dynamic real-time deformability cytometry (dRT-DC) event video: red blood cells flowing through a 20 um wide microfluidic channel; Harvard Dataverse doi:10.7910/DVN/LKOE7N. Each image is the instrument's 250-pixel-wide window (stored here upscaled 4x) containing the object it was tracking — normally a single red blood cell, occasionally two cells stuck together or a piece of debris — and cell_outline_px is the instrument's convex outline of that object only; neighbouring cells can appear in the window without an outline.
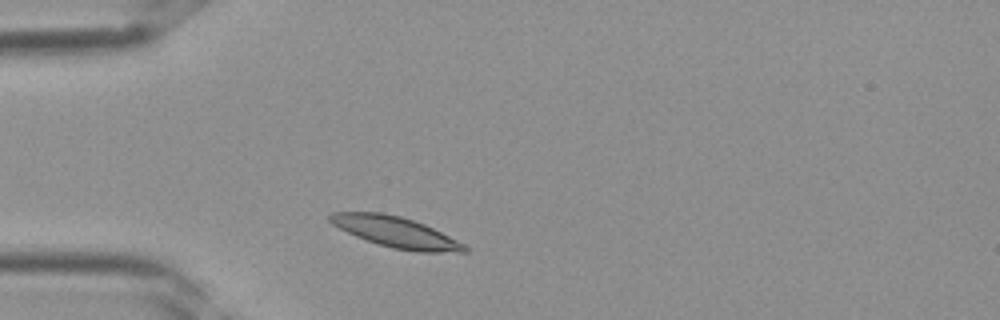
{"species": "Egyptian fruit bat (a non-hibernating species)", "species_latin": "Rousettus aegyptiacus", "temperature_condition": "room temperature", "stored_images_in_passage": 26, "camera_frame_rate_fps": 3000, "um_per_image_px": 0.085, "frame": {"image": 1, "passage_image": 2, "time_ms": 0.333, "image_size_px": [1000, 320], "cell_outline_px": [[468, 252], [416, 252], [392, 248], [356, 236], [332, 224], [328, 220], [328, 216], [332, 212], [384, 212], [400, 216], [424, 224], [464, 244], [468, 248]], "centroid_in_image_um": [33.63, 19.72], "position_along_channel_um": 51.4, "area_um2": 23.81}}
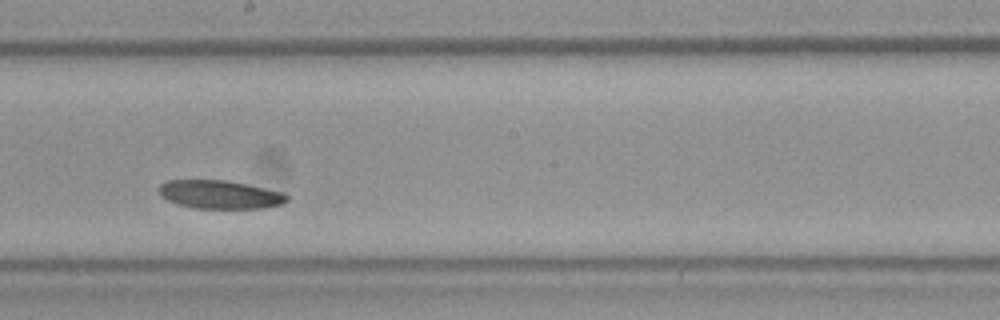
{"frame": {"image": 2, "passage_image": 13, "time_ms": 4.0, "image_size_px": [1000, 320], "cell_outline_px": [[288, 200], [284, 204], [264, 208], [196, 208], [176, 204], [160, 196], [160, 184], [168, 180], [224, 180], [284, 192], [288, 196]], "centroid_in_image_um": [18.7, 16.54], "position_along_channel_um": 229.5, "area_um2": 21.1}}
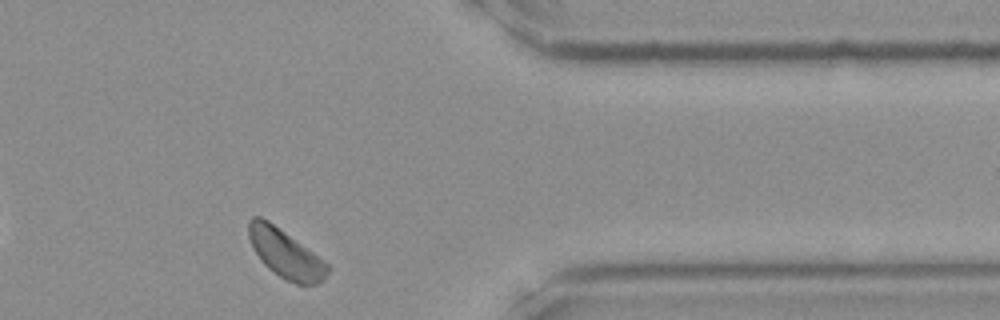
{"frame": {"image": 3, "passage_image": 23, "time_ms": 7.333, "image_size_px": [1000, 320], "cell_outline_px": [[332, 268], [324, 280], [316, 284], [296, 284], [284, 280], [272, 272], [260, 260], [252, 248], [248, 236], [248, 220], [252, 216], [260, 216], [268, 220], [324, 260]], "centroid_in_image_um": [24.26, 21.58], "position_along_channel_um": 387.1, "area_um2": 22.54}}